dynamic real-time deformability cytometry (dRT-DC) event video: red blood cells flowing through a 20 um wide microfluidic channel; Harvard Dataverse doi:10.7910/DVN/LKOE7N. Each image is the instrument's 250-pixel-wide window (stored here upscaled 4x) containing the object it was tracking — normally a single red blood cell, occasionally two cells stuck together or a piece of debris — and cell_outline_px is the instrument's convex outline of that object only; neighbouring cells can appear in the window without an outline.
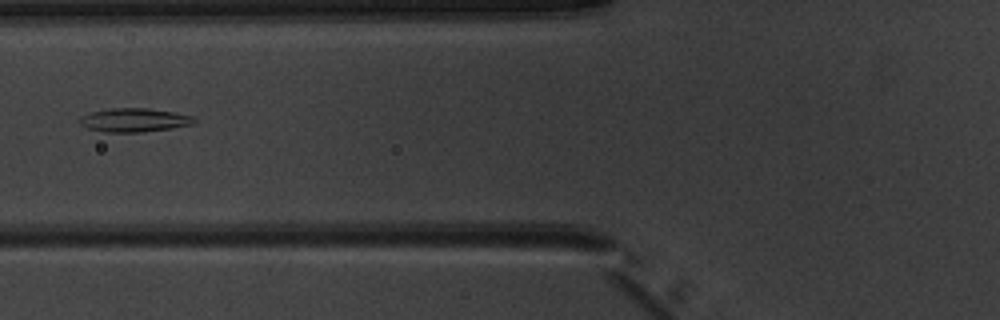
{"species": "common noctule bat (a hibernating species)", "species_latin": "Nyctalus noctula", "temperature_condition": "warm", "stored_images_in_passage": 6, "camera_frame_rate_fps": 3000, "um_per_image_px": 0.085, "animal": {"sex": "male", "body_mass_g": 20.1, "forearm_length_mm": 53.5}, "frame": {"image": 1, "passage_image": 5, "time_ms": 4.667, "image_size_px": [1000, 320], "cell_outline_px": [[196, 124], [140, 132], [104, 132], [88, 128], [80, 124], [80, 116], [92, 112], [108, 108], [148, 108], [172, 112], [192, 116], [196, 120]], "centroid_in_image_um": [11.39, 10.2], "position_along_channel_um": 114.4, "area_um2": 15.66}}
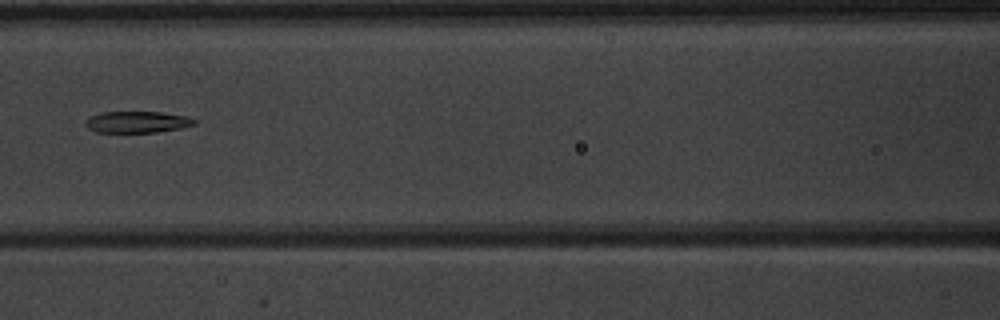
{"frame": {"image": 2, "passage_image": 6, "time_ms": 5.667, "image_size_px": [1000, 320], "cell_outline_px": [[196, 124], [180, 128], [156, 132], [96, 132], [88, 128], [84, 124], [84, 120], [88, 116], [100, 112], [160, 112], [184, 116], [196, 120]], "centroid_in_image_um": [11.58, 10.37], "position_along_channel_um": 155.0, "area_um2": 13.64}}